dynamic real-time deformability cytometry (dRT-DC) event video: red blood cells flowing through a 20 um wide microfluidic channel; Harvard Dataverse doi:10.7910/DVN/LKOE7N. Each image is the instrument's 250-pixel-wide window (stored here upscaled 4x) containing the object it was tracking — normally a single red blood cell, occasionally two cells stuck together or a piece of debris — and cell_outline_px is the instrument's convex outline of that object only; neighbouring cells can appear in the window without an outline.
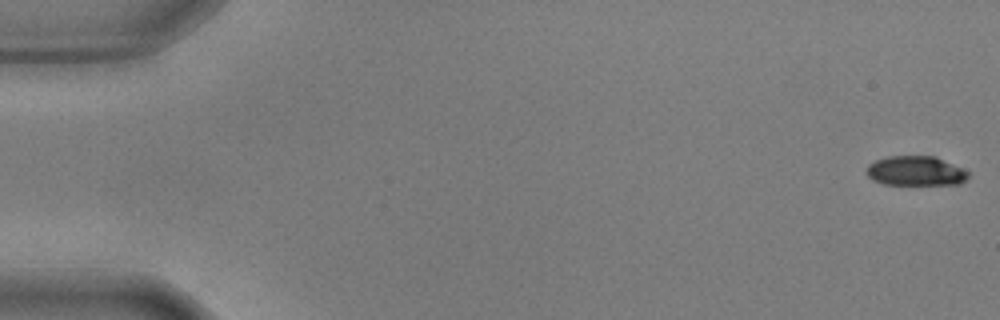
{"species": "common noctule bat (a hibernating species)", "species_latin": "Nyctalus noctula", "temperature_condition": "warm", "stored_images_in_passage": 20, "camera_frame_rate_fps": 3000, "um_per_image_px": 0.085, "animal": {"sex": "male", "body_mass_g": 17.9, "forearm_length_mm": 54.2}, "frame": {"image": 1, "passage_image": 1, "time_ms": 0.0, "image_size_px": [1000, 320], "cell_outline_px": [[968, 176], [960, 184], [884, 184], [872, 180], [868, 176], [868, 164], [876, 160], [888, 156], [936, 156], [968, 172]], "centroid_in_image_um": [77.81, 14.53], "position_along_channel_um": 7.2, "area_um2": 17.28}}
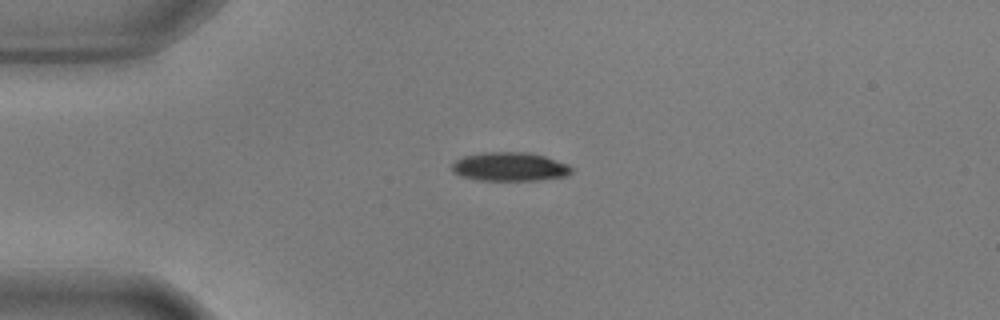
{"frame": {"image": 2, "passage_image": 14, "time_ms": 4.333, "image_size_px": [1000, 320], "cell_outline_px": [[572, 172], [568, 176], [540, 180], [476, 180], [460, 176], [452, 172], [452, 164], [456, 160], [464, 156], [484, 152], [528, 152], [544, 156], [568, 164], [572, 168]], "centroid_in_image_um": [43.33, 14.18], "position_along_channel_um": 41.7, "area_um2": 20.17}}
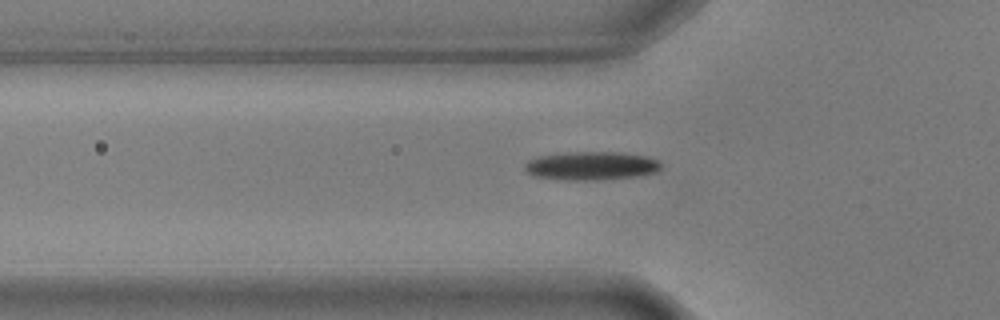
{"frame": {"image": 3, "passage_image": 19, "time_ms": 6.0, "image_size_px": [1000, 320], "cell_outline_px": [[660, 168], [656, 172], [636, 176], [596, 180], [564, 180], [532, 176], [524, 168], [524, 164], [528, 160], [536, 156], [564, 152], [616, 152], [644, 156], [656, 160], [660, 164]], "centroid_in_image_um": [50.17, 14.09], "position_along_channel_um": 75.6, "area_um2": 22.6}}